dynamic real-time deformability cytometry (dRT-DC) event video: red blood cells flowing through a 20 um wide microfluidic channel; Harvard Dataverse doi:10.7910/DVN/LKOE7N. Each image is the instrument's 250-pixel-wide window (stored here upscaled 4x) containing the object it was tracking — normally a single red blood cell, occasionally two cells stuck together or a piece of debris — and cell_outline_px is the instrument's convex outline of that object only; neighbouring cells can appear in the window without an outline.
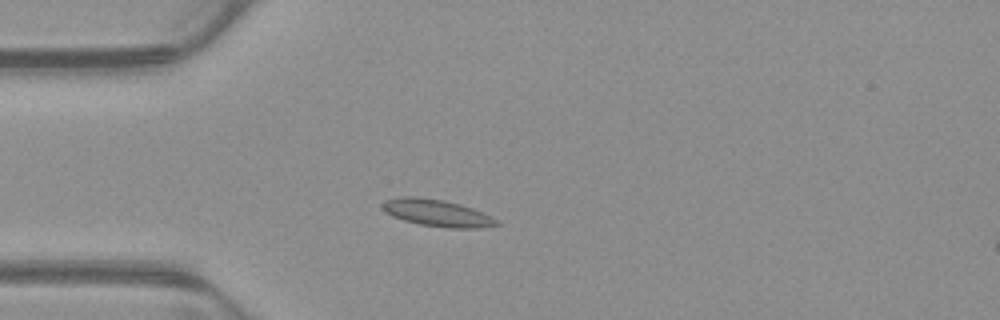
{"species": "common noctule bat (a hibernating species)", "species_latin": "Nyctalus noctula", "temperature_condition": "warm", "stored_images_in_passage": 40, "camera_frame_rate_fps": 3000, "um_per_image_px": 0.085, "animal": {"sex": "male", "body_mass_g": 23.1, "forearm_length_mm": 52.7}, "frame": {"image": 1, "passage_image": 1, "time_ms": 0.0, "image_size_px": [1000, 320], "cell_outline_px": [[500, 224], [480, 228], [448, 228], [420, 224], [404, 220], [392, 216], [384, 212], [380, 204], [384, 200], [400, 196], [416, 196], [444, 200], [460, 204], [472, 208], [496, 220]], "centroid_in_image_um": [37.06, 18.09], "position_along_channel_um": 47.9, "area_um2": 17.86}}
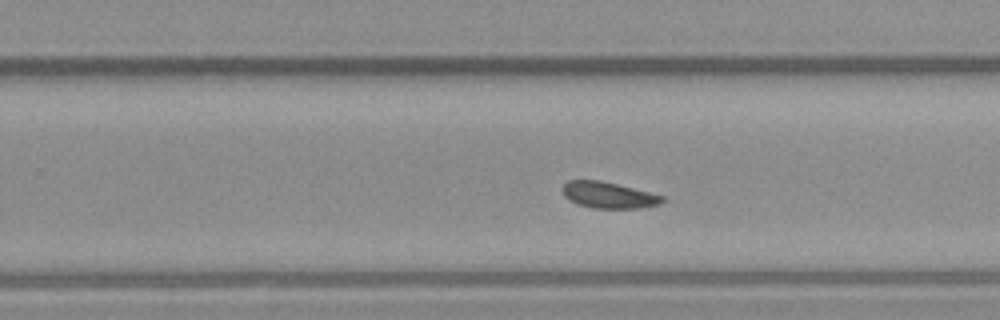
{"frame": {"image": 2, "passage_image": 20, "time_ms": 6.333, "image_size_px": [1000, 320], "cell_outline_px": [[664, 200], [660, 204], [640, 208], [592, 208], [580, 204], [564, 196], [560, 188], [568, 180], [600, 180], [664, 196]], "centroid_in_image_um": [51.7, 16.58], "position_along_channel_um": 278.1, "area_um2": 15.09}}
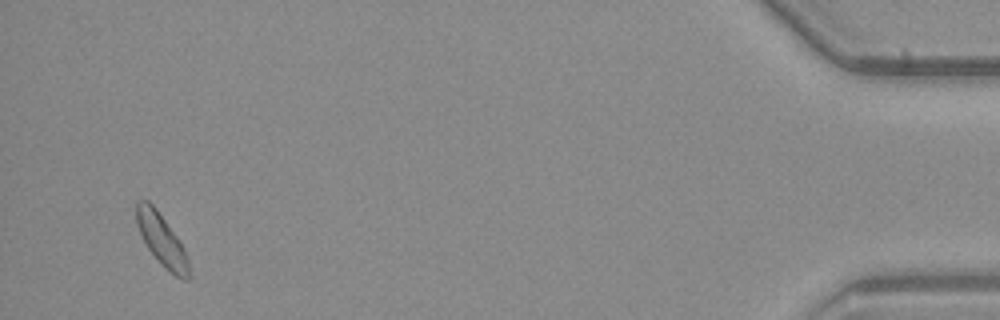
{"frame": {"image": 3, "passage_image": 38, "time_ms": 12.333, "image_size_px": [1000, 320], "cell_outline_px": [[192, 276], [188, 280], [184, 280], [176, 276], [164, 268], [160, 264], [148, 248], [136, 224], [136, 200], [148, 200], [156, 208], [176, 236], [184, 248], [188, 256]], "centroid_in_image_um": [13.78, 20.44], "position_along_channel_um": 421.4, "area_um2": 15.95}, "authors_computed_cell_mechanics": {"area_um2": 15.6638, "velocity_mm_per_s": 3.8381, "shape_relaxation_time_tau1_ms": 9.7495, "shape_relaxation_time_tau2_ms": 1.3504, "deformation_change_tau1": 0.1134, "deformation_change_tau2": 0.0609}}